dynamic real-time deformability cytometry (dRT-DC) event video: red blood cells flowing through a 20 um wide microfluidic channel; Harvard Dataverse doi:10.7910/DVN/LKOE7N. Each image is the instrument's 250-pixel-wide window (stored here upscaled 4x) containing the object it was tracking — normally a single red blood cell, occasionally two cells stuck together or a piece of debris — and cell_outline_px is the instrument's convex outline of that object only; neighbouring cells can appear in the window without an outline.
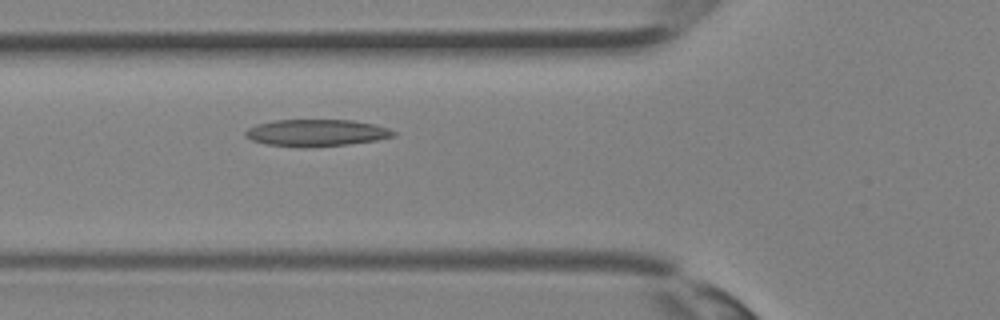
{"species": "Egyptian fruit bat (a non-hibernating species)", "species_latin": "Rousettus aegyptiacus", "temperature_condition": "room temperature", "stored_images_in_passage": 5, "camera_frame_rate_fps": 3000, "um_per_image_px": 0.085, "animal": {"sex": "female"}, "frame": {"image": 1, "passage_image": 4, "time_ms": 1.0, "image_size_px": [1000, 320], "cell_outline_px": [[396, 136], [376, 140], [348, 144], [312, 148], [296, 148], [264, 144], [252, 140], [244, 136], [244, 132], [248, 128], [256, 124], [276, 120], [352, 120], [372, 124], [388, 128], [396, 132]], "centroid_in_image_um": [26.85, 11.31], "position_along_channel_um": 99.0, "area_um2": 23.52}}